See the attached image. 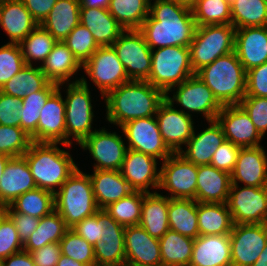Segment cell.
I'll return each mask as SVG.
<instances>
[{"label": "cell", "instance_id": "1", "mask_svg": "<svg viewBox=\"0 0 267 266\" xmlns=\"http://www.w3.org/2000/svg\"><path fill=\"white\" fill-rule=\"evenodd\" d=\"M197 28L191 6L175 1L154 0L149 16L138 29L151 50L191 44Z\"/></svg>", "mask_w": 267, "mask_h": 266}, {"label": "cell", "instance_id": "2", "mask_svg": "<svg viewBox=\"0 0 267 266\" xmlns=\"http://www.w3.org/2000/svg\"><path fill=\"white\" fill-rule=\"evenodd\" d=\"M166 94L148 81L130 80L108 92L103 99L106 119L121 127L128 121L155 116Z\"/></svg>", "mask_w": 267, "mask_h": 266}, {"label": "cell", "instance_id": "3", "mask_svg": "<svg viewBox=\"0 0 267 266\" xmlns=\"http://www.w3.org/2000/svg\"><path fill=\"white\" fill-rule=\"evenodd\" d=\"M61 143L31 142L26 159L37 188L54 194L77 169L71 154L58 147Z\"/></svg>", "mask_w": 267, "mask_h": 266}, {"label": "cell", "instance_id": "4", "mask_svg": "<svg viewBox=\"0 0 267 266\" xmlns=\"http://www.w3.org/2000/svg\"><path fill=\"white\" fill-rule=\"evenodd\" d=\"M195 74L222 106L237 105L246 95L247 72L235 51L217 58Z\"/></svg>", "mask_w": 267, "mask_h": 266}, {"label": "cell", "instance_id": "5", "mask_svg": "<svg viewBox=\"0 0 267 266\" xmlns=\"http://www.w3.org/2000/svg\"><path fill=\"white\" fill-rule=\"evenodd\" d=\"M55 210L68 228L74 227L84 218L93 216L98 210L89 174L78 167L54 194Z\"/></svg>", "mask_w": 267, "mask_h": 266}, {"label": "cell", "instance_id": "6", "mask_svg": "<svg viewBox=\"0 0 267 266\" xmlns=\"http://www.w3.org/2000/svg\"><path fill=\"white\" fill-rule=\"evenodd\" d=\"M152 65L148 82L165 94L195 73L190 50L185 46H169L151 50Z\"/></svg>", "mask_w": 267, "mask_h": 266}, {"label": "cell", "instance_id": "7", "mask_svg": "<svg viewBox=\"0 0 267 266\" xmlns=\"http://www.w3.org/2000/svg\"><path fill=\"white\" fill-rule=\"evenodd\" d=\"M235 31L231 24L197 26L189 45L194 73L217 58L235 51Z\"/></svg>", "mask_w": 267, "mask_h": 266}, {"label": "cell", "instance_id": "8", "mask_svg": "<svg viewBox=\"0 0 267 266\" xmlns=\"http://www.w3.org/2000/svg\"><path fill=\"white\" fill-rule=\"evenodd\" d=\"M84 76L80 81L64 83L68 84L66 89L65 110H66V144L72 145L70 138L80 145L92 130L94 111L89 85Z\"/></svg>", "mask_w": 267, "mask_h": 266}, {"label": "cell", "instance_id": "9", "mask_svg": "<svg viewBox=\"0 0 267 266\" xmlns=\"http://www.w3.org/2000/svg\"><path fill=\"white\" fill-rule=\"evenodd\" d=\"M172 91L175 92L171 98L169 93ZM165 99L171 104H175L174 101H176L178 105L183 107L179 110L187 115L192 116L191 112L203 114L202 116L205 117L207 122L216 120L223 107L215 98L213 92L196 74L181 84L172 87L166 93Z\"/></svg>", "mask_w": 267, "mask_h": 266}, {"label": "cell", "instance_id": "10", "mask_svg": "<svg viewBox=\"0 0 267 266\" xmlns=\"http://www.w3.org/2000/svg\"><path fill=\"white\" fill-rule=\"evenodd\" d=\"M112 47L130 80H148L152 65L151 49L138 29L124 30Z\"/></svg>", "mask_w": 267, "mask_h": 266}, {"label": "cell", "instance_id": "11", "mask_svg": "<svg viewBox=\"0 0 267 266\" xmlns=\"http://www.w3.org/2000/svg\"><path fill=\"white\" fill-rule=\"evenodd\" d=\"M82 69L98 87L102 98L111 90L130 81L112 46L98 47L82 65Z\"/></svg>", "mask_w": 267, "mask_h": 266}, {"label": "cell", "instance_id": "12", "mask_svg": "<svg viewBox=\"0 0 267 266\" xmlns=\"http://www.w3.org/2000/svg\"><path fill=\"white\" fill-rule=\"evenodd\" d=\"M161 165L159 190L168 191L169 198L195 200L198 166L179 153H172Z\"/></svg>", "mask_w": 267, "mask_h": 266}, {"label": "cell", "instance_id": "13", "mask_svg": "<svg viewBox=\"0 0 267 266\" xmlns=\"http://www.w3.org/2000/svg\"><path fill=\"white\" fill-rule=\"evenodd\" d=\"M226 204L234 224H261L267 217V186L231 184Z\"/></svg>", "mask_w": 267, "mask_h": 266}, {"label": "cell", "instance_id": "14", "mask_svg": "<svg viewBox=\"0 0 267 266\" xmlns=\"http://www.w3.org/2000/svg\"><path fill=\"white\" fill-rule=\"evenodd\" d=\"M123 135L128 141L127 148L166 160L172 152L165 145L156 116L134 119L121 127Z\"/></svg>", "mask_w": 267, "mask_h": 266}, {"label": "cell", "instance_id": "15", "mask_svg": "<svg viewBox=\"0 0 267 266\" xmlns=\"http://www.w3.org/2000/svg\"><path fill=\"white\" fill-rule=\"evenodd\" d=\"M105 129H95L80 144V147L83 150H89L90 155L96 161L97 164L94 163L93 166L94 170L120 171L128 148L121 135Z\"/></svg>", "mask_w": 267, "mask_h": 266}, {"label": "cell", "instance_id": "16", "mask_svg": "<svg viewBox=\"0 0 267 266\" xmlns=\"http://www.w3.org/2000/svg\"><path fill=\"white\" fill-rule=\"evenodd\" d=\"M159 130L165 145L172 153H179L194 132V122L190 115L176 109L166 99L159 105L156 113Z\"/></svg>", "mask_w": 267, "mask_h": 266}, {"label": "cell", "instance_id": "17", "mask_svg": "<svg viewBox=\"0 0 267 266\" xmlns=\"http://www.w3.org/2000/svg\"><path fill=\"white\" fill-rule=\"evenodd\" d=\"M266 243L261 224H234L230 233L232 266H252Z\"/></svg>", "mask_w": 267, "mask_h": 266}, {"label": "cell", "instance_id": "18", "mask_svg": "<svg viewBox=\"0 0 267 266\" xmlns=\"http://www.w3.org/2000/svg\"><path fill=\"white\" fill-rule=\"evenodd\" d=\"M216 120L221 125L227 141L241 148L261 146L263 137L239 104L223 106Z\"/></svg>", "mask_w": 267, "mask_h": 266}, {"label": "cell", "instance_id": "19", "mask_svg": "<svg viewBox=\"0 0 267 266\" xmlns=\"http://www.w3.org/2000/svg\"><path fill=\"white\" fill-rule=\"evenodd\" d=\"M157 162L153 156L127 149L120 172L134 191L148 193L150 186L159 189L160 168Z\"/></svg>", "mask_w": 267, "mask_h": 266}, {"label": "cell", "instance_id": "20", "mask_svg": "<svg viewBox=\"0 0 267 266\" xmlns=\"http://www.w3.org/2000/svg\"><path fill=\"white\" fill-rule=\"evenodd\" d=\"M126 266L162 265L159 239L140 225L127 226L124 232Z\"/></svg>", "mask_w": 267, "mask_h": 266}, {"label": "cell", "instance_id": "21", "mask_svg": "<svg viewBox=\"0 0 267 266\" xmlns=\"http://www.w3.org/2000/svg\"><path fill=\"white\" fill-rule=\"evenodd\" d=\"M61 85L47 99L40 110L38 121V142L61 143V146L69 147L66 144V110L65 100L60 92Z\"/></svg>", "mask_w": 267, "mask_h": 266}, {"label": "cell", "instance_id": "22", "mask_svg": "<svg viewBox=\"0 0 267 266\" xmlns=\"http://www.w3.org/2000/svg\"><path fill=\"white\" fill-rule=\"evenodd\" d=\"M264 146L241 148L235 168L231 174V183H243L244 186H267V155Z\"/></svg>", "mask_w": 267, "mask_h": 266}, {"label": "cell", "instance_id": "23", "mask_svg": "<svg viewBox=\"0 0 267 266\" xmlns=\"http://www.w3.org/2000/svg\"><path fill=\"white\" fill-rule=\"evenodd\" d=\"M235 52L245 71L267 62V26L235 31Z\"/></svg>", "mask_w": 267, "mask_h": 266}, {"label": "cell", "instance_id": "24", "mask_svg": "<svg viewBox=\"0 0 267 266\" xmlns=\"http://www.w3.org/2000/svg\"><path fill=\"white\" fill-rule=\"evenodd\" d=\"M208 128L195 133L186 143V150L182 149L181 154L187 161L193 164L210 165L214 153L218 147L223 144L226 139L223 129L217 120L209 121Z\"/></svg>", "mask_w": 267, "mask_h": 266}, {"label": "cell", "instance_id": "25", "mask_svg": "<svg viewBox=\"0 0 267 266\" xmlns=\"http://www.w3.org/2000/svg\"><path fill=\"white\" fill-rule=\"evenodd\" d=\"M189 266H232L230 234L197 236Z\"/></svg>", "mask_w": 267, "mask_h": 266}, {"label": "cell", "instance_id": "26", "mask_svg": "<svg viewBox=\"0 0 267 266\" xmlns=\"http://www.w3.org/2000/svg\"><path fill=\"white\" fill-rule=\"evenodd\" d=\"M36 188L26 159L23 156L11 158L0 180V203L7 206L20 195Z\"/></svg>", "mask_w": 267, "mask_h": 266}, {"label": "cell", "instance_id": "27", "mask_svg": "<svg viewBox=\"0 0 267 266\" xmlns=\"http://www.w3.org/2000/svg\"><path fill=\"white\" fill-rule=\"evenodd\" d=\"M39 24L21 0L0 2V26L11 44H20Z\"/></svg>", "mask_w": 267, "mask_h": 266}, {"label": "cell", "instance_id": "28", "mask_svg": "<svg viewBox=\"0 0 267 266\" xmlns=\"http://www.w3.org/2000/svg\"><path fill=\"white\" fill-rule=\"evenodd\" d=\"M231 184V174L212 165H200L195 200L203 203H226Z\"/></svg>", "mask_w": 267, "mask_h": 266}, {"label": "cell", "instance_id": "29", "mask_svg": "<svg viewBox=\"0 0 267 266\" xmlns=\"http://www.w3.org/2000/svg\"><path fill=\"white\" fill-rule=\"evenodd\" d=\"M89 177L99 209H104L134 191L118 170H94Z\"/></svg>", "mask_w": 267, "mask_h": 266}, {"label": "cell", "instance_id": "30", "mask_svg": "<svg viewBox=\"0 0 267 266\" xmlns=\"http://www.w3.org/2000/svg\"><path fill=\"white\" fill-rule=\"evenodd\" d=\"M40 67L50 82L60 84L61 87L66 82L81 80V78L75 81L70 80L73 75L77 74L78 70L80 71V68L82 69V64L63 41L55 43L51 53Z\"/></svg>", "mask_w": 267, "mask_h": 266}, {"label": "cell", "instance_id": "31", "mask_svg": "<svg viewBox=\"0 0 267 266\" xmlns=\"http://www.w3.org/2000/svg\"><path fill=\"white\" fill-rule=\"evenodd\" d=\"M80 23L88 28L99 47L112 46L124 31L104 8L80 7Z\"/></svg>", "mask_w": 267, "mask_h": 266}, {"label": "cell", "instance_id": "32", "mask_svg": "<svg viewBox=\"0 0 267 266\" xmlns=\"http://www.w3.org/2000/svg\"><path fill=\"white\" fill-rule=\"evenodd\" d=\"M169 199L157 191L144 195L139 225L152 237L160 239L169 230Z\"/></svg>", "mask_w": 267, "mask_h": 266}, {"label": "cell", "instance_id": "33", "mask_svg": "<svg viewBox=\"0 0 267 266\" xmlns=\"http://www.w3.org/2000/svg\"><path fill=\"white\" fill-rule=\"evenodd\" d=\"M79 23V0H57L48 16L40 25L47 30L56 41H64Z\"/></svg>", "mask_w": 267, "mask_h": 266}, {"label": "cell", "instance_id": "34", "mask_svg": "<svg viewBox=\"0 0 267 266\" xmlns=\"http://www.w3.org/2000/svg\"><path fill=\"white\" fill-rule=\"evenodd\" d=\"M199 235L230 234L233 220L226 203L197 202Z\"/></svg>", "mask_w": 267, "mask_h": 266}, {"label": "cell", "instance_id": "35", "mask_svg": "<svg viewBox=\"0 0 267 266\" xmlns=\"http://www.w3.org/2000/svg\"><path fill=\"white\" fill-rule=\"evenodd\" d=\"M168 220L170 230L193 239L199 236L196 200L170 198Z\"/></svg>", "mask_w": 267, "mask_h": 266}, {"label": "cell", "instance_id": "36", "mask_svg": "<svg viewBox=\"0 0 267 266\" xmlns=\"http://www.w3.org/2000/svg\"><path fill=\"white\" fill-rule=\"evenodd\" d=\"M58 89V84L49 82L42 90L34 92L22 99L23 108L18 110L21 119V129L31 138L38 142V121L40 110L47 99Z\"/></svg>", "mask_w": 267, "mask_h": 266}, {"label": "cell", "instance_id": "37", "mask_svg": "<svg viewBox=\"0 0 267 266\" xmlns=\"http://www.w3.org/2000/svg\"><path fill=\"white\" fill-rule=\"evenodd\" d=\"M160 251L162 265L165 266H189L194 239L168 230L160 239Z\"/></svg>", "mask_w": 267, "mask_h": 266}, {"label": "cell", "instance_id": "38", "mask_svg": "<svg viewBox=\"0 0 267 266\" xmlns=\"http://www.w3.org/2000/svg\"><path fill=\"white\" fill-rule=\"evenodd\" d=\"M50 81L39 66L26 65L8 82H6L0 91L4 94L23 99L25 96L42 90Z\"/></svg>", "mask_w": 267, "mask_h": 266}, {"label": "cell", "instance_id": "39", "mask_svg": "<svg viewBox=\"0 0 267 266\" xmlns=\"http://www.w3.org/2000/svg\"><path fill=\"white\" fill-rule=\"evenodd\" d=\"M69 228L56 210L39 219L36 230L23 245L29 253L49 243H57L64 237Z\"/></svg>", "mask_w": 267, "mask_h": 266}, {"label": "cell", "instance_id": "40", "mask_svg": "<svg viewBox=\"0 0 267 266\" xmlns=\"http://www.w3.org/2000/svg\"><path fill=\"white\" fill-rule=\"evenodd\" d=\"M148 0H111L108 8L124 30L139 29L149 16Z\"/></svg>", "mask_w": 267, "mask_h": 266}, {"label": "cell", "instance_id": "41", "mask_svg": "<svg viewBox=\"0 0 267 266\" xmlns=\"http://www.w3.org/2000/svg\"><path fill=\"white\" fill-rule=\"evenodd\" d=\"M230 4L231 25L236 29L267 26L266 0H234Z\"/></svg>", "mask_w": 267, "mask_h": 266}, {"label": "cell", "instance_id": "42", "mask_svg": "<svg viewBox=\"0 0 267 266\" xmlns=\"http://www.w3.org/2000/svg\"><path fill=\"white\" fill-rule=\"evenodd\" d=\"M9 206L15 212L40 219L55 210L54 193L49 190L36 188L20 195Z\"/></svg>", "mask_w": 267, "mask_h": 266}, {"label": "cell", "instance_id": "43", "mask_svg": "<svg viewBox=\"0 0 267 266\" xmlns=\"http://www.w3.org/2000/svg\"><path fill=\"white\" fill-rule=\"evenodd\" d=\"M191 10L197 26L231 24V4L228 0H196Z\"/></svg>", "mask_w": 267, "mask_h": 266}, {"label": "cell", "instance_id": "44", "mask_svg": "<svg viewBox=\"0 0 267 266\" xmlns=\"http://www.w3.org/2000/svg\"><path fill=\"white\" fill-rule=\"evenodd\" d=\"M56 39L41 25H38L20 44L22 55L26 65H32L40 61L42 64L51 53Z\"/></svg>", "mask_w": 267, "mask_h": 266}, {"label": "cell", "instance_id": "45", "mask_svg": "<svg viewBox=\"0 0 267 266\" xmlns=\"http://www.w3.org/2000/svg\"><path fill=\"white\" fill-rule=\"evenodd\" d=\"M145 193L133 191L128 196L109 204L104 210L124 227L139 225Z\"/></svg>", "mask_w": 267, "mask_h": 266}, {"label": "cell", "instance_id": "46", "mask_svg": "<svg viewBox=\"0 0 267 266\" xmlns=\"http://www.w3.org/2000/svg\"><path fill=\"white\" fill-rule=\"evenodd\" d=\"M61 253L86 266H96L93 246L69 228L60 240Z\"/></svg>", "mask_w": 267, "mask_h": 266}, {"label": "cell", "instance_id": "47", "mask_svg": "<svg viewBox=\"0 0 267 266\" xmlns=\"http://www.w3.org/2000/svg\"><path fill=\"white\" fill-rule=\"evenodd\" d=\"M31 142L20 127L0 125V154L21 157L28 151Z\"/></svg>", "mask_w": 267, "mask_h": 266}, {"label": "cell", "instance_id": "48", "mask_svg": "<svg viewBox=\"0 0 267 266\" xmlns=\"http://www.w3.org/2000/svg\"><path fill=\"white\" fill-rule=\"evenodd\" d=\"M83 65L99 47L87 27L79 23L63 41Z\"/></svg>", "mask_w": 267, "mask_h": 266}, {"label": "cell", "instance_id": "49", "mask_svg": "<svg viewBox=\"0 0 267 266\" xmlns=\"http://www.w3.org/2000/svg\"><path fill=\"white\" fill-rule=\"evenodd\" d=\"M26 66L19 44L0 47V88Z\"/></svg>", "mask_w": 267, "mask_h": 266}, {"label": "cell", "instance_id": "50", "mask_svg": "<svg viewBox=\"0 0 267 266\" xmlns=\"http://www.w3.org/2000/svg\"><path fill=\"white\" fill-rule=\"evenodd\" d=\"M96 266H126L124 241L100 240L93 246Z\"/></svg>", "mask_w": 267, "mask_h": 266}, {"label": "cell", "instance_id": "51", "mask_svg": "<svg viewBox=\"0 0 267 266\" xmlns=\"http://www.w3.org/2000/svg\"><path fill=\"white\" fill-rule=\"evenodd\" d=\"M239 105L249 115L259 134L267 131V97H244Z\"/></svg>", "mask_w": 267, "mask_h": 266}, {"label": "cell", "instance_id": "52", "mask_svg": "<svg viewBox=\"0 0 267 266\" xmlns=\"http://www.w3.org/2000/svg\"><path fill=\"white\" fill-rule=\"evenodd\" d=\"M23 250V244L12 220L5 215L0 221V261Z\"/></svg>", "mask_w": 267, "mask_h": 266}, {"label": "cell", "instance_id": "53", "mask_svg": "<svg viewBox=\"0 0 267 266\" xmlns=\"http://www.w3.org/2000/svg\"><path fill=\"white\" fill-rule=\"evenodd\" d=\"M103 222L104 209H99L93 216L84 218L71 229L94 246L101 240Z\"/></svg>", "mask_w": 267, "mask_h": 266}, {"label": "cell", "instance_id": "54", "mask_svg": "<svg viewBox=\"0 0 267 266\" xmlns=\"http://www.w3.org/2000/svg\"><path fill=\"white\" fill-rule=\"evenodd\" d=\"M240 149L241 147L226 140L214 153L210 165L221 171L232 174Z\"/></svg>", "mask_w": 267, "mask_h": 266}, {"label": "cell", "instance_id": "55", "mask_svg": "<svg viewBox=\"0 0 267 266\" xmlns=\"http://www.w3.org/2000/svg\"><path fill=\"white\" fill-rule=\"evenodd\" d=\"M23 108L22 99L0 91V125L21 128L18 110Z\"/></svg>", "mask_w": 267, "mask_h": 266}, {"label": "cell", "instance_id": "56", "mask_svg": "<svg viewBox=\"0 0 267 266\" xmlns=\"http://www.w3.org/2000/svg\"><path fill=\"white\" fill-rule=\"evenodd\" d=\"M245 97H267V62L247 71Z\"/></svg>", "mask_w": 267, "mask_h": 266}, {"label": "cell", "instance_id": "57", "mask_svg": "<svg viewBox=\"0 0 267 266\" xmlns=\"http://www.w3.org/2000/svg\"><path fill=\"white\" fill-rule=\"evenodd\" d=\"M6 215L14 223L19 239L24 245L30 235L38 227L39 218L15 212L9 205L6 206Z\"/></svg>", "mask_w": 267, "mask_h": 266}, {"label": "cell", "instance_id": "58", "mask_svg": "<svg viewBox=\"0 0 267 266\" xmlns=\"http://www.w3.org/2000/svg\"><path fill=\"white\" fill-rule=\"evenodd\" d=\"M35 266H56L61 253L60 243H49L30 252Z\"/></svg>", "mask_w": 267, "mask_h": 266}, {"label": "cell", "instance_id": "59", "mask_svg": "<svg viewBox=\"0 0 267 266\" xmlns=\"http://www.w3.org/2000/svg\"><path fill=\"white\" fill-rule=\"evenodd\" d=\"M101 240L105 242L124 241L125 227L120 225L104 210Z\"/></svg>", "mask_w": 267, "mask_h": 266}, {"label": "cell", "instance_id": "60", "mask_svg": "<svg viewBox=\"0 0 267 266\" xmlns=\"http://www.w3.org/2000/svg\"><path fill=\"white\" fill-rule=\"evenodd\" d=\"M26 9L40 25L48 16L57 0H21Z\"/></svg>", "mask_w": 267, "mask_h": 266}, {"label": "cell", "instance_id": "61", "mask_svg": "<svg viewBox=\"0 0 267 266\" xmlns=\"http://www.w3.org/2000/svg\"><path fill=\"white\" fill-rule=\"evenodd\" d=\"M0 266H35L28 251L21 250L0 261Z\"/></svg>", "mask_w": 267, "mask_h": 266}, {"label": "cell", "instance_id": "62", "mask_svg": "<svg viewBox=\"0 0 267 266\" xmlns=\"http://www.w3.org/2000/svg\"><path fill=\"white\" fill-rule=\"evenodd\" d=\"M111 0H79L80 7L108 9Z\"/></svg>", "mask_w": 267, "mask_h": 266}, {"label": "cell", "instance_id": "63", "mask_svg": "<svg viewBox=\"0 0 267 266\" xmlns=\"http://www.w3.org/2000/svg\"><path fill=\"white\" fill-rule=\"evenodd\" d=\"M56 266H86V265L81 262H77L76 260H73L70 257L61 255Z\"/></svg>", "mask_w": 267, "mask_h": 266}, {"label": "cell", "instance_id": "64", "mask_svg": "<svg viewBox=\"0 0 267 266\" xmlns=\"http://www.w3.org/2000/svg\"><path fill=\"white\" fill-rule=\"evenodd\" d=\"M252 266H267V243L263 252L259 255V258Z\"/></svg>", "mask_w": 267, "mask_h": 266}, {"label": "cell", "instance_id": "65", "mask_svg": "<svg viewBox=\"0 0 267 266\" xmlns=\"http://www.w3.org/2000/svg\"><path fill=\"white\" fill-rule=\"evenodd\" d=\"M11 158L12 157H9L7 155L0 154V180L2 178L5 166Z\"/></svg>", "mask_w": 267, "mask_h": 266}, {"label": "cell", "instance_id": "66", "mask_svg": "<svg viewBox=\"0 0 267 266\" xmlns=\"http://www.w3.org/2000/svg\"><path fill=\"white\" fill-rule=\"evenodd\" d=\"M6 215V205L0 203V221Z\"/></svg>", "mask_w": 267, "mask_h": 266}, {"label": "cell", "instance_id": "67", "mask_svg": "<svg viewBox=\"0 0 267 266\" xmlns=\"http://www.w3.org/2000/svg\"><path fill=\"white\" fill-rule=\"evenodd\" d=\"M263 229H264V232H265V235H266V238H267V217L262 221L261 223Z\"/></svg>", "mask_w": 267, "mask_h": 266}, {"label": "cell", "instance_id": "68", "mask_svg": "<svg viewBox=\"0 0 267 266\" xmlns=\"http://www.w3.org/2000/svg\"><path fill=\"white\" fill-rule=\"evenodd\" d=\"M195 1L196 0H181V3L191 6Z\"/></svg>", "mask_w": 267, "mask_h": 266}, {"label": "cell", "instance_id": "69", "mask_svg": "<svg viewBox=\"0 0 267 266\" xmlns=\"http://www.w3.org/2000/svg\"><path fill=\"white\" fill-rule=\"evenodd\" d=\"M167 1H175L181 3V0H167Z\"/></svg>", "mask_w": 267, "mask_h": 266}]
</instances>
